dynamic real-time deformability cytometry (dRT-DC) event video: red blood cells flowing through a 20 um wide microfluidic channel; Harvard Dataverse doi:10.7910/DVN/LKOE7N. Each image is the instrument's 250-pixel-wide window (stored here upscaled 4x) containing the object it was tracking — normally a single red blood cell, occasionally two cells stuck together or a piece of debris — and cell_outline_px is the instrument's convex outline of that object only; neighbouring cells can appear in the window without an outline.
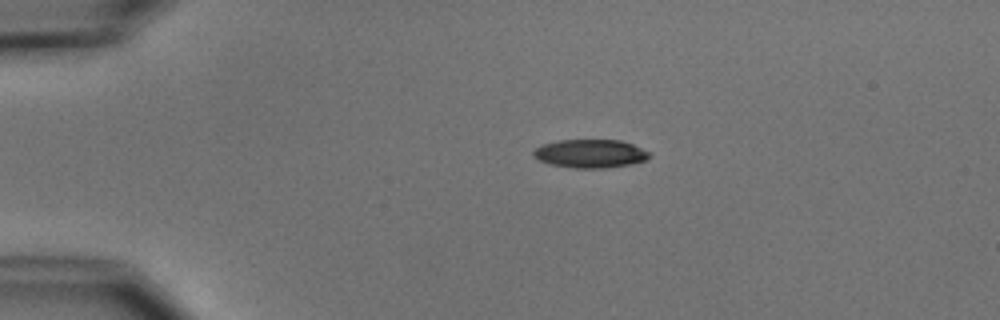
{"species": "common noctule bat (a hibernating species)", "species_latin": "Nyctalus noctula", "temperature_condition": "cold", "stored_images_in_passage": 43, "camera_frame_rate_fps": 3000, "um_per_image_px": 0.085, "animal": {"sex": "male", "body_mass_g": 15.6}, "frame": {"image": 1, "passage_image": 1, "time_ms": 0.0, "image_size_px": [1000, 320], "cell_outline_px": [[652, 156], [648, 160], [628, 164], [604, 168], [572, 168], [548, 164], [532, 156], [532, 152], [536, 148], [544, 144], [560, 140], [620, 140], [632, 144], [652, 152]], "centroid_in_image_um": [50.2, 13.06], "position_along_channel_um": 34.8, "area_um2": 19.31}}
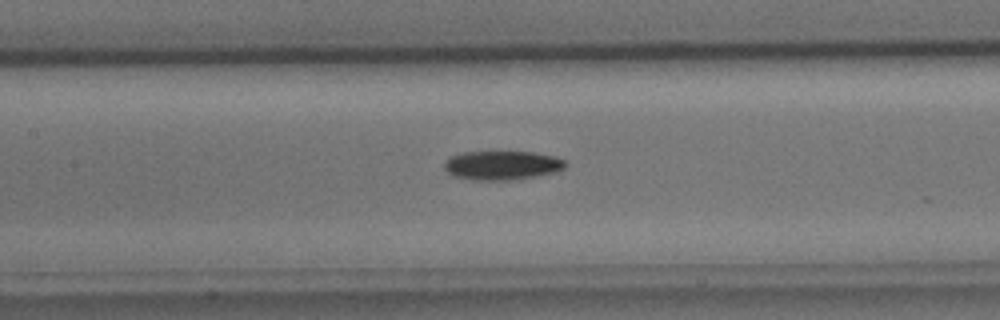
{"frame": {"image": 2, "passage_image": 15, "time_ms": 4.667, "image_size_px": [1000, 320], "cell_outline_px": [[568, 164], [564, 168], [556, 172], [536, 176], [512, 180], [472, 180], [452, 176], [444, 168], [444, 164], [452, 156], [464, 152], [536, 152], [556, 156], [564, 160]], "centroid_in_image_um": [42.72, 14.06], "position_along_channel_um": 164.7, "area_um2": 20.58}}
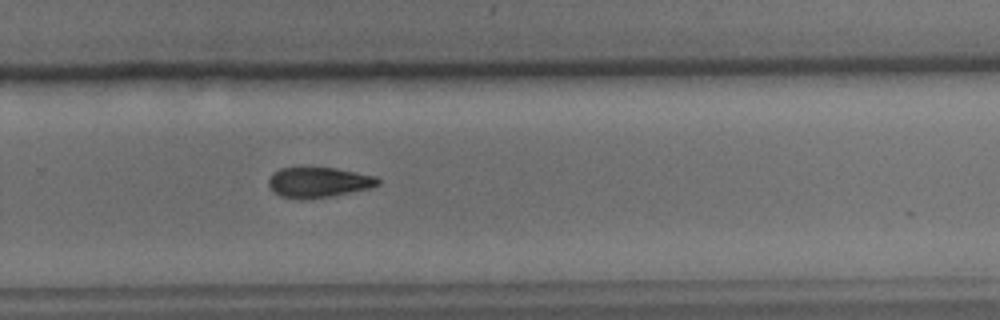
{"frame": {"image": 3, "passage_image": 26, "time_ms": 8.333, "image_size_px": [1000, 320], "cell_outline_px": [[380, 184], [372, 188], [332, 196], [300, 200], [280, 196], [268, 184], [268, 180], [272, 172], [280, 168], [336, 168], [376, 176], [380, 180]], "centroid_in_image_um": [27.1, 15.5], "position_along_channel_um": 302.7, "area_um2": 19.36}, "authors_computed_cell_mechanics": {"area_um2": 19.8254, "velocity_mm_per_s": 3.7756, "shape_relaxation_time_tau1_ms": 3.194, "shape_relaxation_time_tau2_ms": null, "deformation_change_tau1": 0.1093, "deformation_change_tau2": null}}